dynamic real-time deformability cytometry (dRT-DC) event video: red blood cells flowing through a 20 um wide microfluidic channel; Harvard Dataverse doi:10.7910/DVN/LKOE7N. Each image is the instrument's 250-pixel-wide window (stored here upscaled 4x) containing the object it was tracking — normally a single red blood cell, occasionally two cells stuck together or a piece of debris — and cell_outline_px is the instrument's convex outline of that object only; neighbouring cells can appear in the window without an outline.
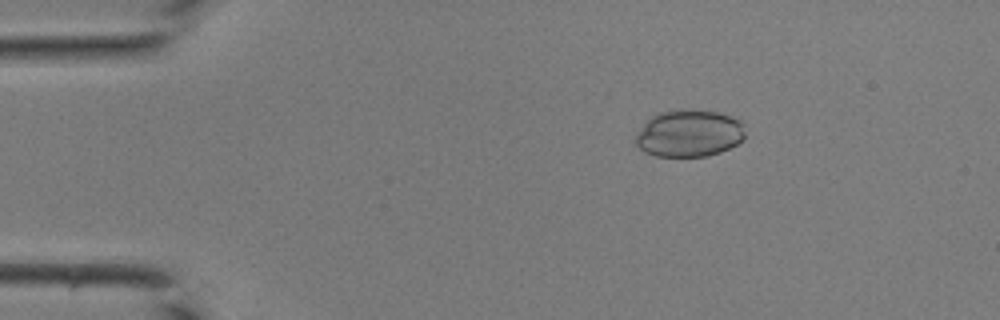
{"species": "common noctule bat (a hibernating species)", "species_latin": "Nyctalus noctula", "temperature_condition": "room temperature", "stored_images_in_passage": 43, "camera_frame_rate_fps": 3000, "um_per_image_px": 0.085, "animal": {"sex": "male", "body_mass_g": 19.0, "forearm_length_mm": 50.8}, "frame": {"image": 1, "passage_image": 8, "time_ms": 2.333, "image_size_px": [1000, 320], "cell_outline_px": [[744, 140], [720, 152], [708, 156], [656, 156], [644, 152], [636, 144], [636, 136], [644, 124], [652, 116], [660, 112], [716, 112], [728, 116], [736, 120], [740, 124], [744, 132]], "centroid_in_image_um": [58.55, 11.39], "position_along_channel_um": 26.4, "area_um2": 28.9}}
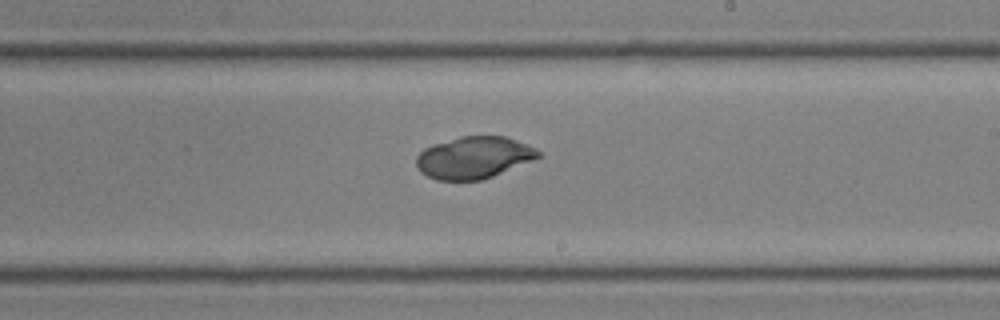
{"frame": {"image": 2, "passage_image": 26, "time_ms": 8.333, "image_size_px": [1000, 320], "cell_outline_px": [[540, 156], [532, 160], [492, 176], [480, 180], [436, 180], [420, 172], [416, 164], [416, 156], [424, 148], [460, 136], [504, 136], [536, 148], [540, 152]], "centroid_in_image_um": [40.24, 13.39], "position_along_channel_um": 248.8, "area_um2": 29.42}}
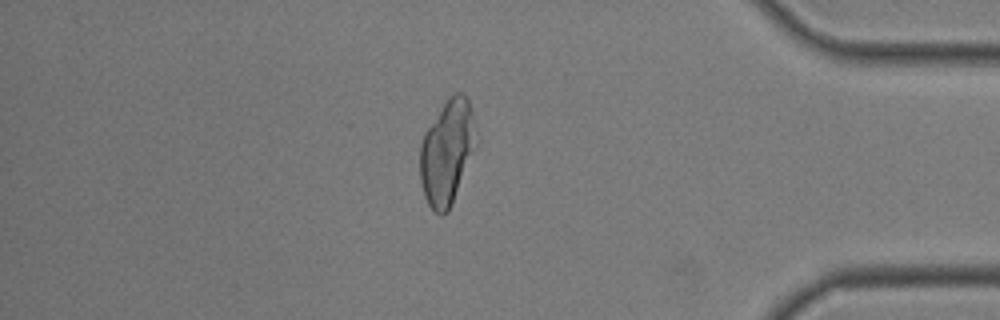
{"frame": {"image": 3, "passage_image": 37, "time_ms": 12.0, "image_size_px": [1000, 320], "cell_outline_px": [[476, 144], [452, 204], [448, 212], [440, 216], [428, 204], [424, 196], [420, 180], [420, 144], [424, 132], [448, 96], [456, 92], [460, 92], [468, 100], [472, 112]], "centroid_in_image_um": [37.97, 12.93], "position_along_channel_um": 397.2, "area_um2": 33.81}}